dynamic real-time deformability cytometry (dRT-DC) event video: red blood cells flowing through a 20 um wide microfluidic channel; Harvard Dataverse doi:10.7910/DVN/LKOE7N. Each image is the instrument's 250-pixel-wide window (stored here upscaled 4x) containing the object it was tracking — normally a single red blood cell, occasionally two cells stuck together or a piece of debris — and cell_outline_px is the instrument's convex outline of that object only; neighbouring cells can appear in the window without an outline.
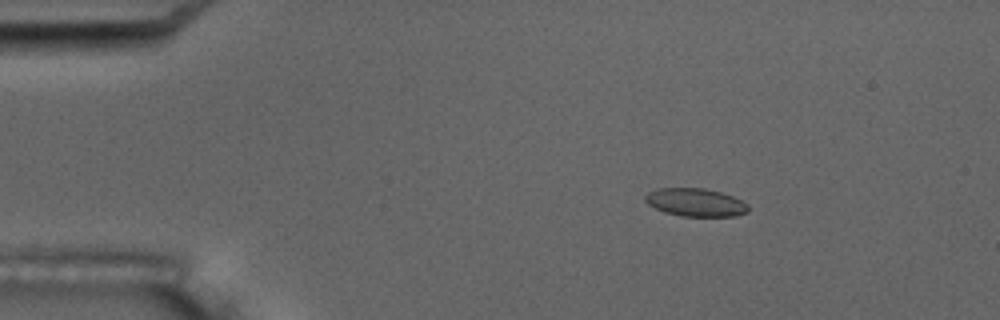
{"species": "common noctule bat (a hibernating species)", "species_latin": "Nyctalus noctula", "temperature_condition": "room temperature", "stored_images_in_passage": 4, "camera_frame_rate_fps": 3000, "um_per_image_px": 0.085, "animal": {"sex": "male", "body_mass_g": 17.5, "forearm_length_mm": 52.3}, "frame": {"image": 1, "passage_image": 2, "time_ms": 1.333, "image_size_px": [1000, 320], "cell_outline_px": [[748, 212], [736, 216], [680, 216], [664, 212], [648, 204], [644, 200], [644, 196], [648, 192], [656, 188], [704, 188], [720, 192], [732, 196], [748, 204]], "centroid_in_image_um": [59.1, 17.2], "position_along_channel_um": 25.9, "area_um2": 16.88}}